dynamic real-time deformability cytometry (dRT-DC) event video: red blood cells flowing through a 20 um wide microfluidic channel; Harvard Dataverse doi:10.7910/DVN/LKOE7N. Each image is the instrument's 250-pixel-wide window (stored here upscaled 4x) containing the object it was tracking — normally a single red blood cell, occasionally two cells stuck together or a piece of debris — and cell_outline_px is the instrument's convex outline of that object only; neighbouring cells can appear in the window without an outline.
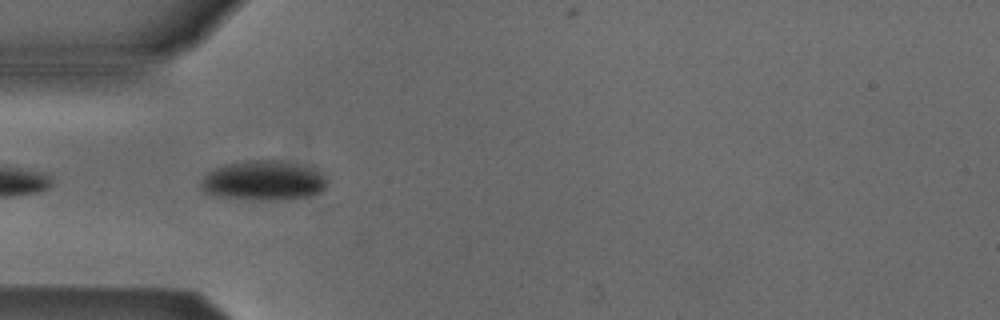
{"species": "Egyptian fruit bat (a non-hibernating species)", "species_latin": "Rousettus aegyptiacus", "temperature_condition": "cold", "stored_images_in_passage": 5, "camera_frame_rate_fps": 3000, "um_per_image_px": 0.085, "animal": {"sex": "male"}, "frame": {"image": 1, "passage_image": 4, "time_ms": 1.0, "image_size_px": [1000, 320], "cell_outline_px": [[328, 180], [324, 188], [320, 192], [312, 196], [280, 200], [260, 200], [216, 196], [204, 192], [200, 188], [200, 184], [204, 176], [208, 172], [216, 168], [228, 164], [252, 160], [280, 160], [316, 168], [324, 172]], "centroid_in_image_um": [22.46, 15.35], "position_along_channel_um": 62.5, "area_um2": 29.48}}
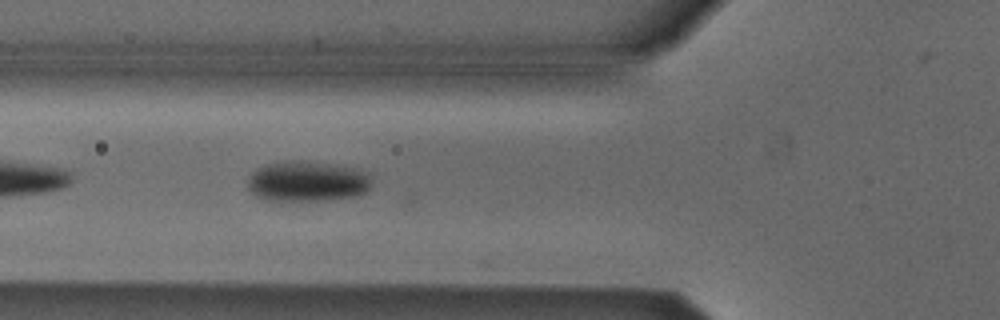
{"frame": {"image": 2, "passage_image": 5, "time_ms": 1.333, "image_size_px": [1000, 320], "cell_outline_px": [[372, 188], [368, 192], [360, 196], [324, 200], [264, 200], [256, 196], [248, 188], [248, 180], [252, 172], [256, 168], [268, 164], [288, 160], [292, 160], [328, 164], [352, 168], [368, 172], [372, 176]], "centroid_in_image_um": [26.17, 15.43], "position_along_channel_um": 99.6, "area_um2": 29.42}}